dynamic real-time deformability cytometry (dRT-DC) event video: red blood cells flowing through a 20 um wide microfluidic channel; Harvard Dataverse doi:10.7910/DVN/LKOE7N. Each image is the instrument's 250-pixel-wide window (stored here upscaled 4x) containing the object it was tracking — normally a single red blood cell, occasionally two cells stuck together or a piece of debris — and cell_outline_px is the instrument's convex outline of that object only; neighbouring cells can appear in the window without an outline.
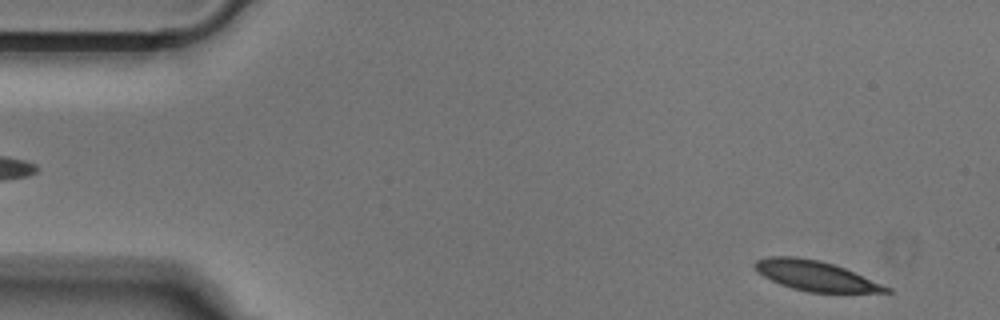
{"species": "Egyptian fruit bat (a non-hibernating species)", "species_latin": "Rousettus aegyptiacus", "temperature_condition": "cold", "stored_images_in_passage": 13, "camera_frame_rate_fps": 3000, "um_per_image_px": 0.085, "animal": {"sex": "male"}, "frame": {"image": 1, "passage_image": 2, "time_ms": 0.333, "image_size_px": [1000, 320], "cell_outline_px": [[892, 292], [808, 292], [792, 288], [780, 284], [756, 272], [752, 264], [756, 260], [768, 256], [796, 256], [820, 260], [844, 268], [892, 288]], "centroid_in_image_um": [69.27, 23.43], "position_along_channel_um": 15.7, "area_um2": 22.83}}